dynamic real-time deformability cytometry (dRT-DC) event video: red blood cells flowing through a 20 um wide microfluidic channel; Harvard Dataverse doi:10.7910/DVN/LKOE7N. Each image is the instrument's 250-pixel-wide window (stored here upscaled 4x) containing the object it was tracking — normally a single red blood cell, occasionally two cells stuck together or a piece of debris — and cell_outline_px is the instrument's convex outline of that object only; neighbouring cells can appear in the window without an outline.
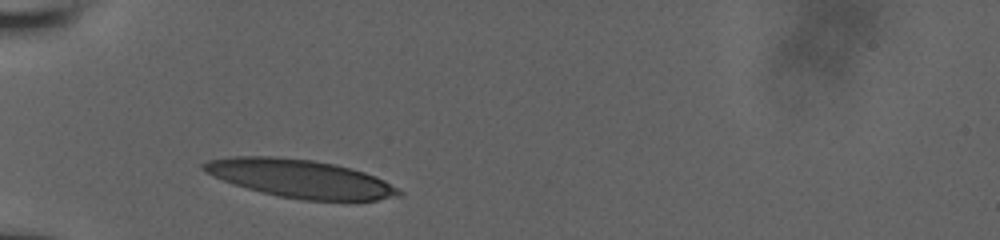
{"species": "human", "species_latin": "Homo sapiens", "temperature_condition": "room temperature", "stored_images_in_passage": 6, "camera_frame_rate_fps": 3000, "um_per_image_px": 0.085, "donor": {"sex": "male"}, "frame": {"image": 1, "passage_image": 1, "time_ms": 0.0, "image_size_px": [1000, 240], "cell_outline_px": [[404, 196], [376, 200], [304, 200], [280, 196], [248, 188], [212, 176], [204, 172], [200, 168], [200, 164], [208, 160], [232, 156], [276, 156], [312, 160], [336, 164], [364, 172], [376, 176], [384, 180], [404, 192]], "centroid_in_image_um": [25.53, 15.17], "position_along_channel_um": 59.5, "area_um2": 43.35}}
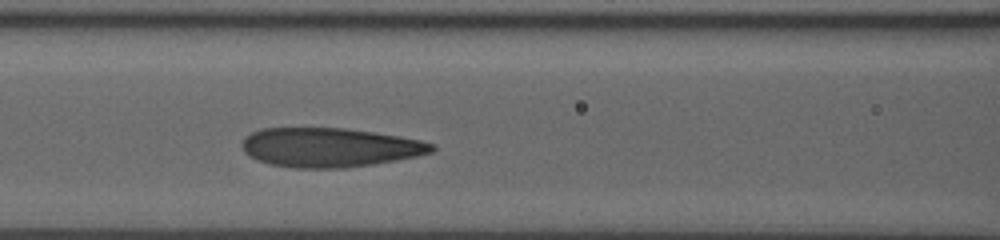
{"frame": {"image": 2, "passage_image": 4, "time_ms": 2.333, "image_size_px": [1000, 240], "cell_outline_px": [[436, 148], [432, 152], [416, 156], [396, 160], [372, 164], [344, 168], [296, 168], [268, 164], [256, 160], [248, 156], [244, 152], [240, 144], [244, 136], [260, 128], [348, 128], [400, 136], [420, 140], [436, 144]], "centroid_in_image_um": [27.98, 12.53], "position_along_channel_um": 138.6, "area_um2": 43.75}}
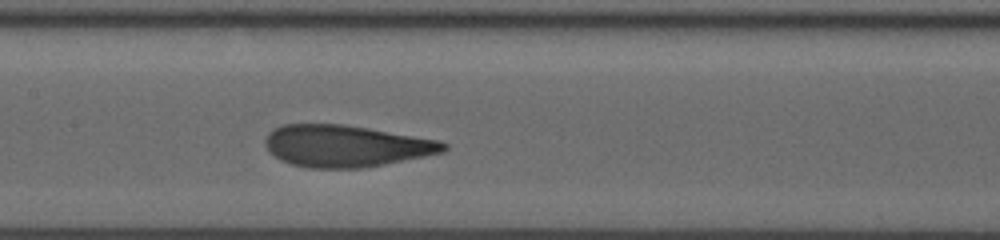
{"frame": {"image": 3, "passage_image": 6, "time_ms": 3.333, "image_size_px": [1000, 240], "cell_outline_px": [[448, 148], [444, 152], [364, 168], [308, 168], [292, 164], [280, 160], [268, 152], [264, 144], [264, 140], [268, 132], [272, 128], [284, 124], [344, 124], [440, 140], [448, 144]], "centroid_in_image_um": [29.36, 12.4], "position_along_channel_um": 178.0, "area_um2": 43.7}}